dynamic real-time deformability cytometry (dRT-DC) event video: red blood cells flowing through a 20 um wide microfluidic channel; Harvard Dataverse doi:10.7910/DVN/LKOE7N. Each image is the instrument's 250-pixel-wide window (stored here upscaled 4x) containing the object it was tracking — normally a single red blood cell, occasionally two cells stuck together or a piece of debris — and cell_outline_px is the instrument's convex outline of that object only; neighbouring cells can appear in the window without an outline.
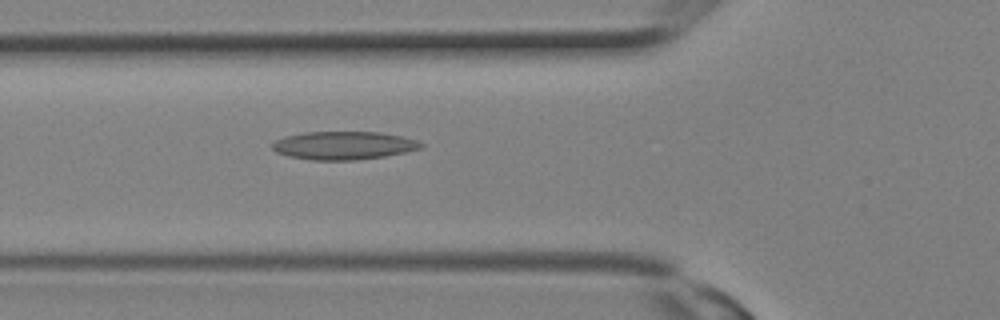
{"species": "Egyptian fruit bat (a non-hibernating species)", "species_latin": "Rousettus aegyptiacus", "temperature_condition": "room temperature", "stored_images_in_passage": 8, "camera_frame_rate_fps": 3000, "um_per_image_px": 0.085, "animal": {"sex": "female"}, "frame": {"image": 1, "passage_image": 8, "time_ms": 2.333, "image_size_px": [1000, 320], "cell_outline_px": [[424, 144], [420, 148], [404, 152], [384, 156], [356, 160], [312, 160], [288, 156], [276, 152], [272, 148], [272, 144], [276, 140], [288, 136], [304, 132], [380, 132], [400, 136], [416, 140]], "centroid_in_image_um": [29.19, 12.36], "position_along_channel_um": 96.6, "area_um2": 24.16}}